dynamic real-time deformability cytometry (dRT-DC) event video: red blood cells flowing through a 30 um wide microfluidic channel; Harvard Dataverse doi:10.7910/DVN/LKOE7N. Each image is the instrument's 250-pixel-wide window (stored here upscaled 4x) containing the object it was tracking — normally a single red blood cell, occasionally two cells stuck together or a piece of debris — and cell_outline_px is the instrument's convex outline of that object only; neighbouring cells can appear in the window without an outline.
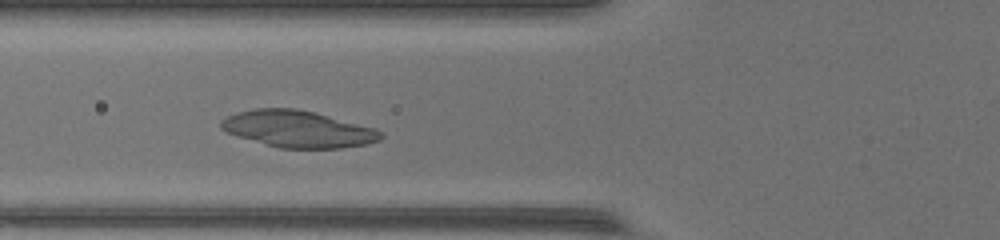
{"species": "common noctule bat (a hibernating species)", "species_latin": "Nyctalus noctula", "temperature_condition": "warm", "stored_images_in_passage": 48, "camera_frame_rate_fps": 3000, "um_per_image_px": 0.085, "animal": {"sex": "female", "body_mass_g": 17.0, "forearm_length_mm": 48.0}, "frame": {"image": 1, "passage_image": 17, "time_ms": 5.333, "image_size_px": [1000, 240], "cell_outline_px": [[384, 136], [380, 140], [364, 144], [340, 148], [280, 148], [236, 136], [220, 128], [220, 120], [236, 112], [256, 108], [296, 108], [376, 128]], "centroid_in_image_um": [25.29, 10.96], "position_along_channel_um": 100.5, "area_um2": 33.93}}
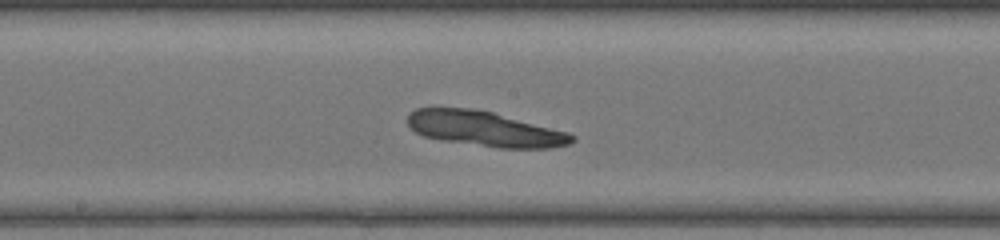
{"frame": {"image": 2, "passage_image": 25, "time_ms": 8.0, "image_size_px": [1000, 240], "cell_outline_px": [[576, 140], [572, 144], [552, 148], [500, 148], [440, 140], [424, 136], [416, 132], [408, 124], [408, 112], [416, 108], [472, 108], [492, 112], [568, 132], [576, 136]], "centroid_in_image_um": [41.24, 10.96], "position_along_channel_um": 207.0, "area_um2": 33.64}}
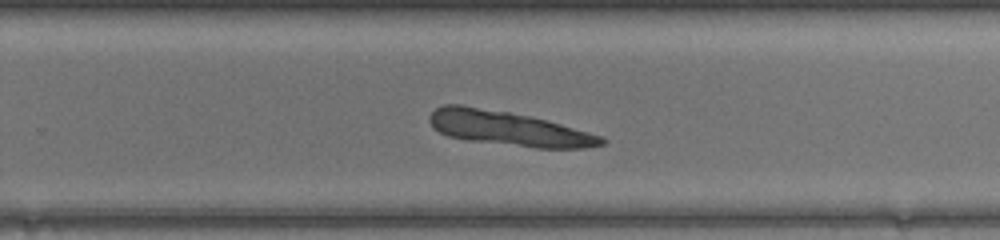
{"frame": {"image": 3, "passage_image": 31, "time_ms": 10.0, "image_size_px": [1000, 240], "cell_outline_px": [[608, 140], [604, 144], [584, 148], [536, 148], [468, 140], [448, 136], [440, 132], [428, 120], [428, 116], [436, 108], [444, 104], [460, 104], [508, 112], [528, 116], [560, 124], [588, 132], [600, 136]], "centroid_in_image_um": [43.19, 10.92], "position_along_channel_um": 286.6, "area_um2": 34.1}}